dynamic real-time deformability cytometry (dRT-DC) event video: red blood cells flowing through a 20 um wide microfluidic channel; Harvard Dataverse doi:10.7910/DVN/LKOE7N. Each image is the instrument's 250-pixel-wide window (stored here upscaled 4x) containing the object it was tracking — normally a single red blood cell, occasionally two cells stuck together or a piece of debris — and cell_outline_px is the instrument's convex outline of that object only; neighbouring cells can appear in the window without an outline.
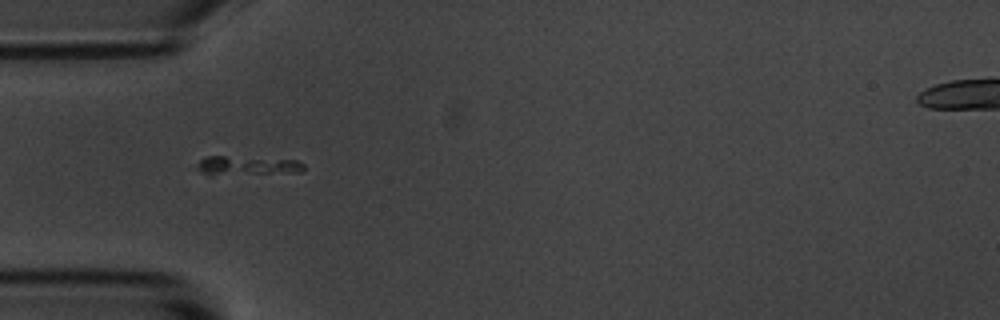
{"species": "common noctule bat (a hibernating species)", "species_latin": "Nyctalus noctula", "temperature_condition": "room temperature", "stored_images_in_passage": 39, "camera_frame_rate_fps": 3000, "um_per_image_px": 0.085, "animal": {"sex": "male", "body_mass_g": 20.1, "forearm_length_mm": 53.5}, "frame": {"image": 1, "passage_image": 1, "time_ms": 0.0, "image_size_px": [1000, 320], "cell_outline_px": [[304, 172], [200, 172], [196, 168], [196, 164], [204, 156], [224, 156], [296, 160], [304, 164]], "centroid_in_image_um": [21.05, 14.01], "position_along_channel_um": 64.0, "area_um2": 10.81}}
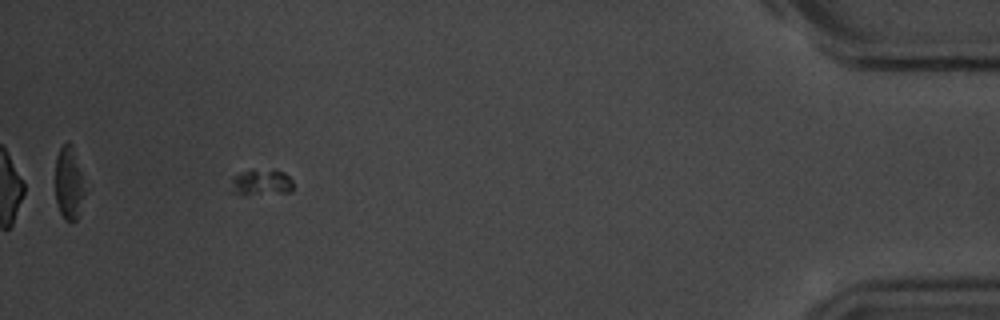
{"frame": {"image": 2, "passage_image": 35, "time_ms": 11.333, "image_size_px": [1000, 320], "cell_outline_px": [[292, 192], [244, 196], [228, 192], [232, 176], [240, 172], [272, 168], [284, 172], [292, 180]], "centroid_in_image_um": [22.14, 15.53], "position_along_channel_um": 413.1, "area_um2": 10.12}}